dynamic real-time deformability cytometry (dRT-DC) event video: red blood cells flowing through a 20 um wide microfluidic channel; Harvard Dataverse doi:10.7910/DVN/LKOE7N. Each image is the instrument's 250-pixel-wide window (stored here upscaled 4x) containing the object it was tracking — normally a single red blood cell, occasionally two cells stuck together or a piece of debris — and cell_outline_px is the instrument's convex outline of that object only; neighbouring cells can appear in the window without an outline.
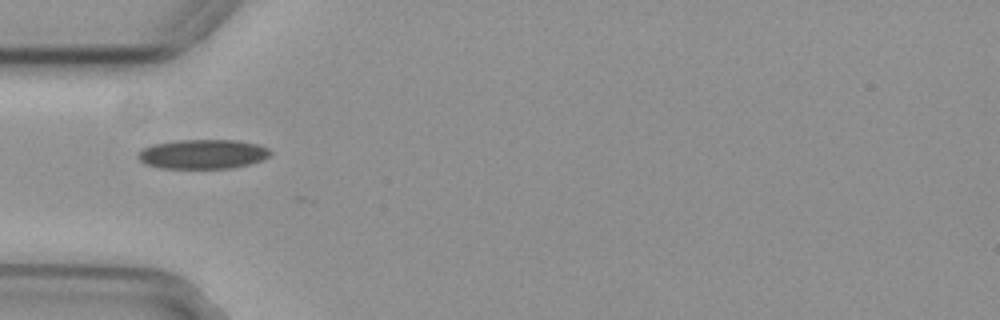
{"species": "common noctule bat (a hibernating species)", "species_latin": "Nyctalus noctula", "temperature_condition": "cold", "stored_images_in_passage": 28, "camera_frame_rate_fps": 3000, "um_per_image_px": 0.085, "animal": {"sex": "female", "body_mass_g": 29.2, "forearm_length_mm": 56.3}, "frame": {"image": 1, "passage_image": 2, "time_ms": 0.333, "image_size_px": [1000, 320], "cell_outline_px": [[272, 152], [268, 156], [260, 160], [248, 164], [232, 168], [160, 168], [144, 164], [136, 156], [140, 148], [152, 144], [176, 140], [236, 140], [260, 144], [268, 148]], "centroid_in_image_um": [17.18, 13.09], "position_along_channel_um": 67.8, "area_um2": 22.89}}
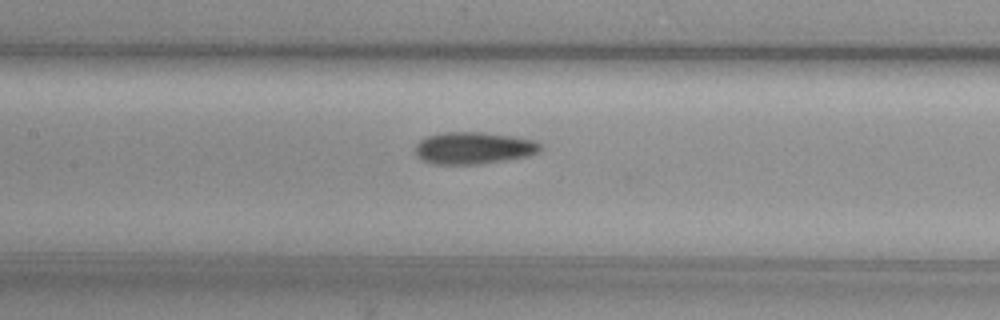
{"frame": {"image": 2, "passage_image": 10, "time_ms": 3.0, "image_size_px": [1000, 320], "cell_outline_px": [[540, 148], [536, 152], [528, 156], [480, 164], [432, 164], [420, 160], [416, 156], [416, 144], [420, 140], [428, 136], [440, 132], [484, 132], [516, 136], [536, 140], [540, 144]], "centroid_in_image_um": [40.23, 12.57], "position_along_channel_um": 167.2, "area_um2": 23.52}}
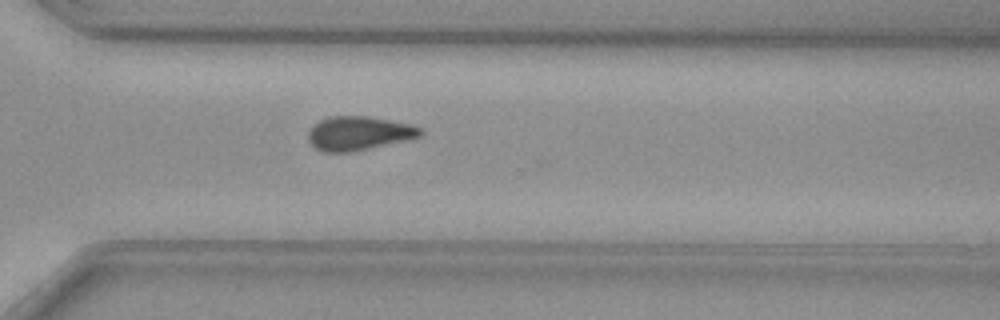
{"frame": {"image": 3, "passage_image": 24, "time_ms": 7.667, "image_size_px": [1000, 320], "cell_outline_px": [[424, 132], [420, 136], [404, 140], [352, 152], [320, 152], [308, 140], [308, 132], [320, 120], [332, 116], [368, 116], [412, 124], [420, 128]], "centroid_in_image_um": [30.49, 11.33], "position_along_channel_um": 340.1, "area_um2": 21.96}, "authors_computed_cell_mechanics": {"area_um2": 22.5709, "velocity_mm_per_s": 3.7211, "shape_relaxation_time_tau1_ms": null, "shape_relaxation_time_tau2_ms": 5.0175, "deformation_change_tau1": null, "deformation_change_tau2": 0.1298}}